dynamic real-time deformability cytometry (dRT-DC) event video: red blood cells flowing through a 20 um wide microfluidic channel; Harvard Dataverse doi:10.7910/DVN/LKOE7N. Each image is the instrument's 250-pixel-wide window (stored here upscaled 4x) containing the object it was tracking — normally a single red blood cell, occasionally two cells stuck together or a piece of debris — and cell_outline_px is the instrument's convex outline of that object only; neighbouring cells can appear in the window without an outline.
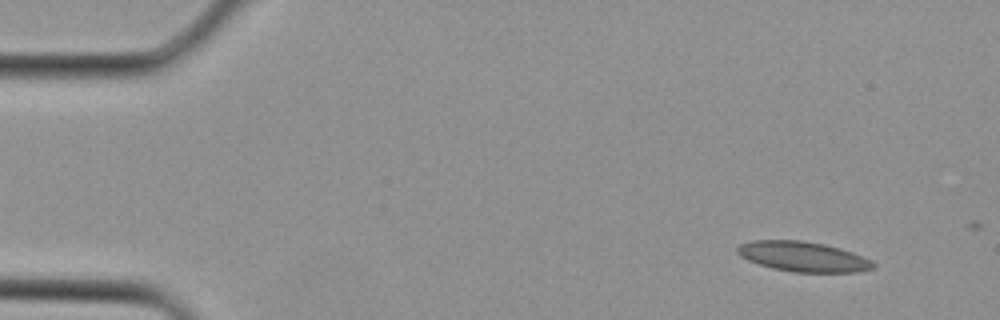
{"species": "Egyptian fruit bat (a non-hibernating species)", "species_latin": "Rousettus aegyptiacus", "temperature_condition": "cold", "stored_images_in_passage": 3, "segment_of_instrument_passage": [2, 2], "camera_frame_rate_fps": 3000, "um_per_image_px": 0.085, "animal": {"sex": "female"}, "frame": {"image": 1, "passage_image": 3, "time_ms": 0.667, "image_size_px": [1000, 320], "cell_outline_px": [[876, 264], [872, 268], [860, 272], [792, 272], [772, 268], [748, 260], [740, 256], [736, 252], [736, 248], [740, 244], [752, 240], [800, 240], [824, 244], [840, 248], [852, 252], [872, 260]], "centroid_in_image_um": [68.25, 21.81], "position_along_channel_um": 16.7, "area_um2": 23.81}}